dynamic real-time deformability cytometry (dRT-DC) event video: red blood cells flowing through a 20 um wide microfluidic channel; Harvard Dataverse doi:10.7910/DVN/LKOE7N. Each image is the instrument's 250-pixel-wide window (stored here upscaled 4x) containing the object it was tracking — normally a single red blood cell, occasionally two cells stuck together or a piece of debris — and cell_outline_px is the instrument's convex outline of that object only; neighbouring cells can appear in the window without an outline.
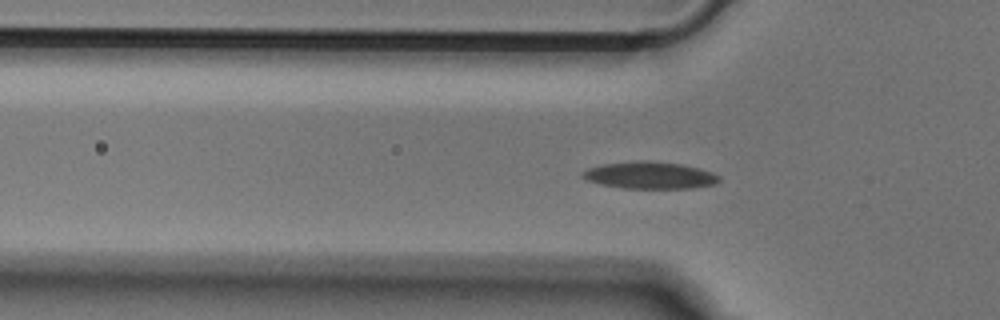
{"species": "Egyptian fruit bat (a non-hibernating species)", "species_latin": "Rousettus aegyptiacus", "temperature_condition": "cold", "stored_images_in_passage": 36, "camera_frame_rate_fps": 3000, "um_per_image_px": 0.085, "animal": {"sex": "male"}, "frame": {"image": 1, "passage_image": 3, "time_ms": 0.667, "image_size_px": [1000, 320], "cell_outline_px": [[720, 180], [716, 184], [692, 188], [624, 188], [600, 184], [588, 180], [584, 176], [584, 172], [588, 168], [604, 164], [636, 160], [648, 160], [680, 164], [712, 172], [720, 176]], "centroid_in_image_um": [55.27, 14.9], "position_along_channel_um": 70.5, "area_um2": 21.27}}
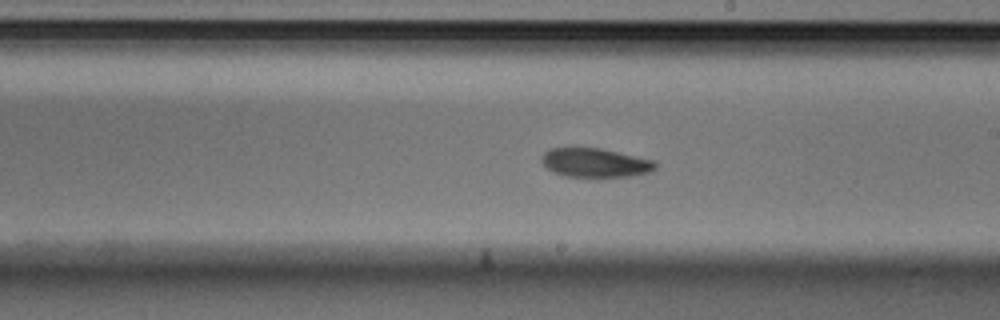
{"frame": {"image": 2, "passage_image": 16, "time_ms": 5.0, "image_size_px": [1000, 320], "cell_outline_px": [[656, 168], [648, 172], [632, 176], [596, 180], [568, 176], [552, 172], [540, 160], [540, 156], [548, 148], [600, 148], [656, 160]], "centroid_in_image_um": [50.59, 13.87], "position_along_channel_um": 238.4, "area_um2": 20.06}}
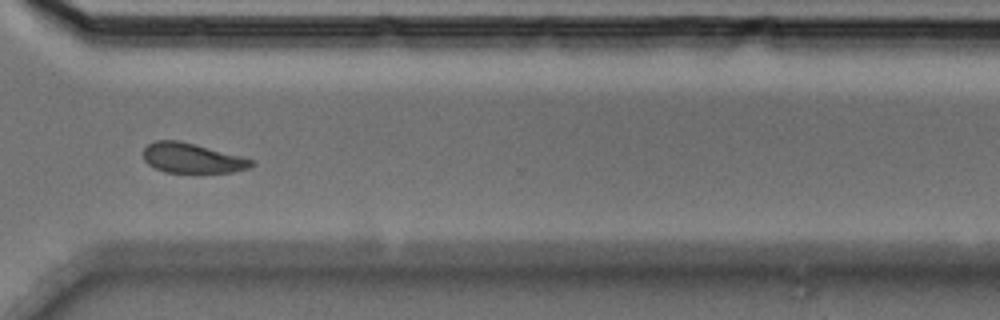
{"frame": {"image": 3, "passage_image": 25, "time_ms": 8.0, "image_size_px": [1000, 320], "cell_outline_px": [[256, 164], [248, 168], [232, 172], [164, 172], [148, 164], [144, 160], [144, 148], [148, 144], [156, 140], [176, 140], [240, 156], [252, 160]], "centroid_in_image_um": [16.3, 13.45], "position_along_channel_um": 354.3, "area_um2": 18.38}}